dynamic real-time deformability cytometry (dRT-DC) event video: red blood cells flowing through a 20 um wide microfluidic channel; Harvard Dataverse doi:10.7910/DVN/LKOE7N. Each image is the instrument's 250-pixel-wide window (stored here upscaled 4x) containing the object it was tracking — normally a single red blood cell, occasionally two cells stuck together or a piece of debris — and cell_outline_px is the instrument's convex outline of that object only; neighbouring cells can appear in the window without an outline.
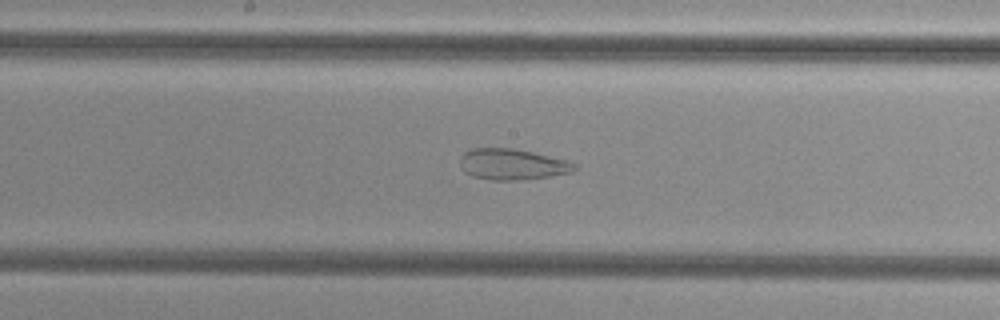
{"species": "common noctule bat (a hibernating species)", "species_latin": "Nyctalus noctula", "temperature_condition": "cold", "stored_images_in_passage": 56, "camera_frame_rate_fps": 3000, "um_per_image_px": 0.085, "animal": {"sex": "female", "body_mass_g": 29.2, "forearm_length_mm": 56.3}, "frame": {"image": 1, "passage_image": 30, "time_ms": 9.667, "image_size_px": [1000, 320], "cell_outline_px": [[576, 168], [572, 172], [548, 176], [520, 180], [492, 180], [472, 176], [464, 172], [460, 168], [460, 156], [464, 152], [472, 148], [512, 148], [532, 152], [568, 160], [576, 164]], "centroid_in_image_um": [43.51, 13.96], "position_along_channel_um": 204.7, "area_um2": 20.69}}
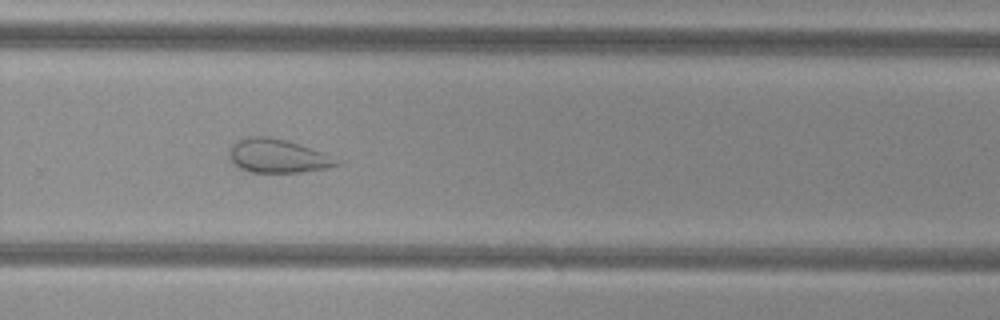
{"frame": {"image": 2, "passage_image": 38, "time_ms": 12.333, "image_size_px": [1000, 320], "cell_outline_px": [[344, 164], [324, 168], [300, 172], [248, 172], [240, 168], [232, 160], [228, 152], [232, 144], [236, 140], [248, 136], [268, 136], [284, 140], [344, 160]], "centroid_in_image_um": [23.6, 13.26], "position_along_channel_um": 306.2, "area_um2": 20.92}}
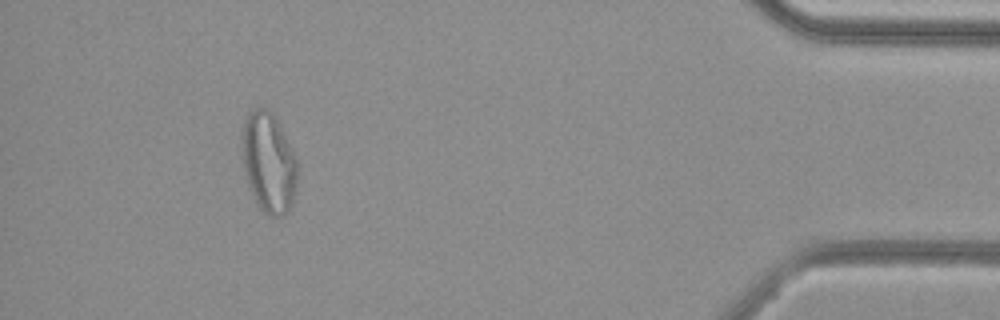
{"frame": {"image": 3, "passage_image": 51, "time_ms": 16.667, "image_size_px": [1000, 320], "cell_outline_px": [[296, 184], [292, 204], [284, 216], [272, 216], [264, 212], [260, 208], [248, 184], [244, 168], [240, 144], [240, 132], [244, 120], [248, 112], [252, 108], [264, 108], [276, 120], [296, 160]], "centroid_in_image_um": [22.78, 13.81], "position_along_channel_um": 412.4, "area_um2": 31.85}, "authors_computed_cell_mechanics": {"area_um2": 29.9115, "velocity_mm_per_s": 3.7926, "shape_relaxation_time_tau1_ms": null, "shape_relaxation_time_tau2_ms": 1.5461, "deformation_change_tau1": null, "deformation_change_tau2": 0.0877}}